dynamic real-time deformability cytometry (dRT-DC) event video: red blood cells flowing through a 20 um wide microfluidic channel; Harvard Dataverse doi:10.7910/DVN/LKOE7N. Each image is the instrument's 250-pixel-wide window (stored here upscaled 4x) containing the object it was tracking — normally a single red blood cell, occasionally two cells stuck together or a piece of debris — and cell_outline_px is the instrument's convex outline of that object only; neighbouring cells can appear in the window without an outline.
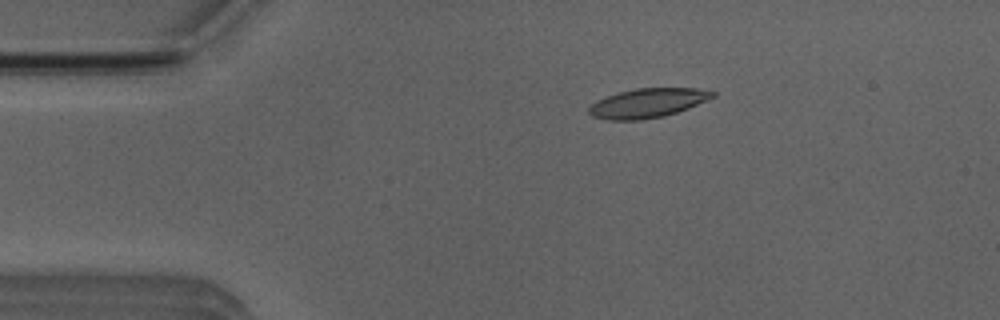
{"species": "Egyptian fruit bat (a non-hibernating species)", "species_latin": "Rousettus aegyptiacus", "temperature_condition": "room temperature", "stored_images_in_passage": 4, "camera_frame_rate_fps": 3000, "um_per_image_px": 0.085, "animal": {"sex": "male"}, "frame": {"image": 1, "passage_image": 2, "time_ms": 2.0, "image_size_px": [1000, 320], "cell_outline_px": [[716, 96], [688, 108], [664, 116], [640, 120], [608, 120], [592, 116], [588, 112], [588, 108], [596, 100], [620, 92], [636, 88], [696, 88], [716, 92]], "centroid_in_image_um": [55.05, 8.76], "position_along_channel_um": 30.0, "area_um2": 20.98}}
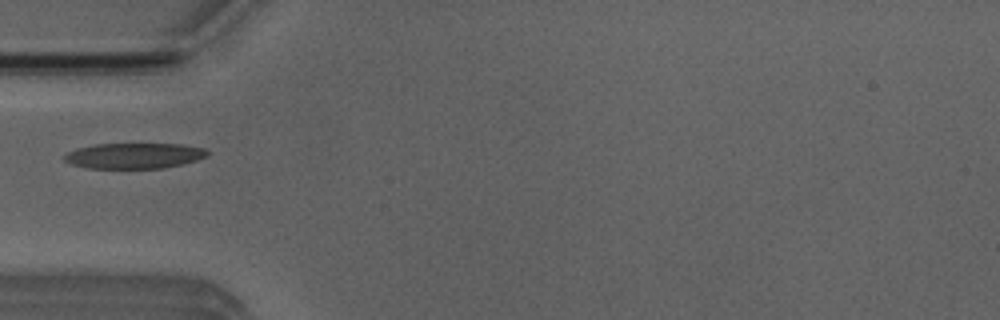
{"frame": {"image": 2, "passage_image": 4, "time_ms": 4.333, "image_size_px": [1000, 320], "cell_outline_px": [[208, 156], [184, 164], [164, 168], [88, 168], [72, 164], [64, 160], [60, 156], [64, 152], [76, 148], [96, 144], [184, 144], [204, 148], [208, 152]], "centroid_in_image_um": [11.37, 13.23], "position_along_channel_um": 73.6, "area_um2": 21.56}}